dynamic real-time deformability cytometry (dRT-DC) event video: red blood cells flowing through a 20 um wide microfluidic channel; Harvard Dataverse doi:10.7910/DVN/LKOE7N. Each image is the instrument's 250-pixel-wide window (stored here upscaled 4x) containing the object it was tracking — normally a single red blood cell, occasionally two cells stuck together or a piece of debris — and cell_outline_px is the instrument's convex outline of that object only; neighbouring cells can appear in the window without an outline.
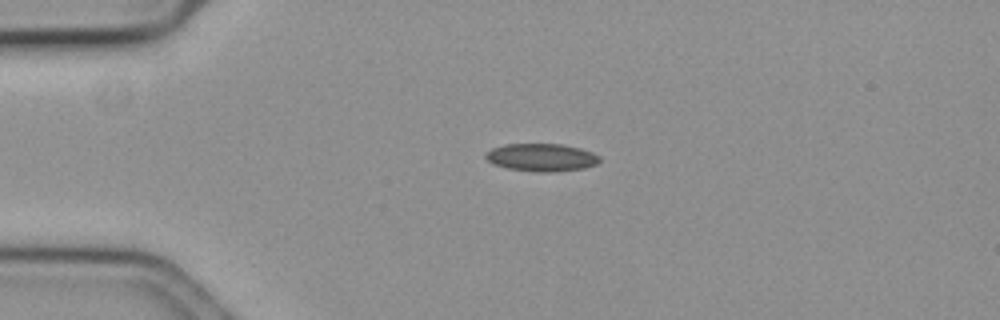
{"species": "common noctule bat (a hibernating species)", "species_latin": "Nyctalus noctula", "temperature_condition": "cold", "stored_images_in_passage": 45, "camera_frame_rate_fps": 3000, "um_per_image_px": 0.085, "animal": {"sex": "female", "body_mass_g": 19.3, "forearm_length_mm": 54.1}, "frame": {"image": 1, "passage_image": 1, "time_ms": 0.0, "image_size_px": [1000, 320], "cell_outline_px": [[600, 160], [596, 164], [584, 168], [556, 172], [540, 172], [508, 168], [492, 164], [484, 156], [492, 148], [504, 144], [560, 144], [580, 148], [592, 152], [600, 156]], "centroid_in_image_um": [46.04, 13.38], "position_along_channel_um": 39.0, "area_um2": 18.38}}
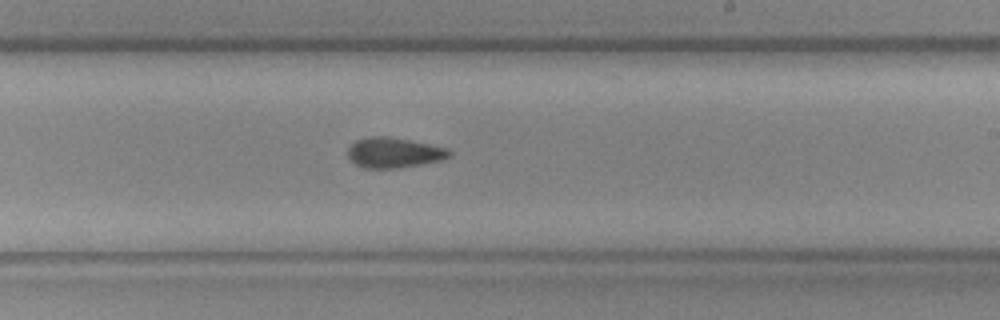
{"frame": {"image": 2, "passage_image": 22, "time_ms": 7.0, "image_size_px": [1000, 320], "cell_outline_px": [[452, 156], [440, 160], [420, 164], [396, 168], [364, 168], [356, 164], [348, 156], [348, 148], [356, 140], [372, 136], [388, 136], [448, 148], [452, 152]], "centroid_in_image_um": [33.49, 12.97], "position_along_channel_um": 255.5, "area_um2": 17.69}}
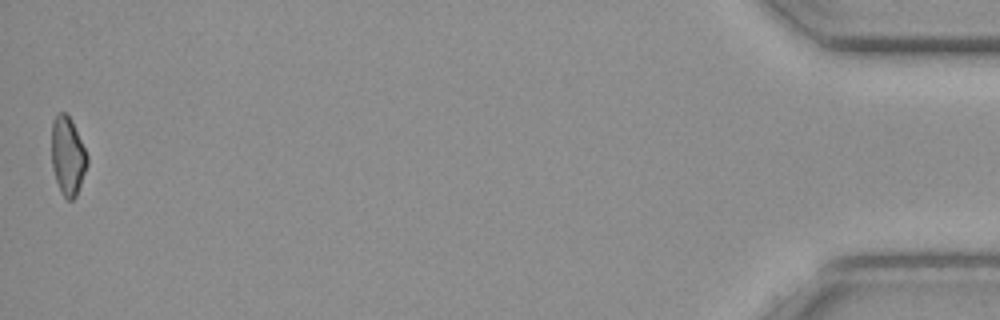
{"frame": {"image": 3, "passage_image": 45, "time_ms": 14.667, "image_size_px": [1000, 320], "cell_outline_px": [[88, 164], [76, 196], [72, 200], [68, 200], [60, 192], [52, 168], [52, 120], [60, 112], [64, 112], [72, 120], [88, 156]], "centroid_in_image_um": [5.76, 13.26], "position_along_channel_um": 429.4, "area_um2": 16.24}, "authors_computed_cell_mechanics": {"area_um2": 17.7446, "velocity_mm_per_s": 3.5752, "shape_relaxation_time_tau1_ms": null, "shape_relaxation_time_tau2_ms": 9.2265, "deformation_change_tau1": null, "deformation_change_tau2": 0.1521}}